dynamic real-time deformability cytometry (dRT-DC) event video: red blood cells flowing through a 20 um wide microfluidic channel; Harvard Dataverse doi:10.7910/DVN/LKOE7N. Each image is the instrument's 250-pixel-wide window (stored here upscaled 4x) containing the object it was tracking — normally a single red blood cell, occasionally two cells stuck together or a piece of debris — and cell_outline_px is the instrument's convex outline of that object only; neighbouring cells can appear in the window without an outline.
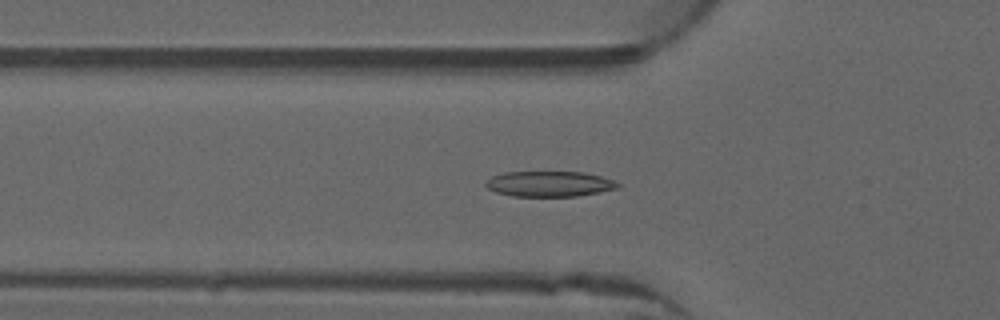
{"species": "common noctule bat (a hibernating species)", "species_latin": "Nyctalus noctula", "temperature_condition": "warm", "stored_images_in_passage": 32, "camera_frame_rate_fps": 3000, "um_per_image_px": 0.085, "animal": {"sex": "male", "forearm_length_mm": 52.5}, "frame": {"image": 1, "passage_image": 3, "time_ms": 0.667, "image_size_px": [1000, 320], "cell_outline_px": [[620, 184], [616, 188], [600, 192], [576, 196], [512, 196], [496, 192], [488, 188], [484, 184], [492, 176], [504, 172], [584, 172], [600, 176], [612, 180]], "centroid_in_image_um": [46.67, 15.63], "position_along_channel_um": 79.1, "area_um2": 19.42}}
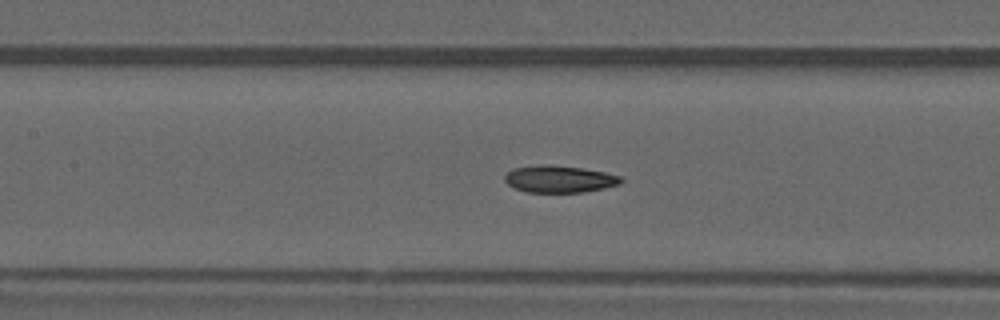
{"frame": {"image": 2, "passage_image": 9, "time_ms": 2.667, "image_size_px": [1000, 320], "cell_outline_px": [[624, 180], [620, 184], [604, 188], [584, 192], [524, 192], [508, 184], [504, 180], [504, 176], [512, 168], [540, 164], [548, 164], [584, 168], [604, 172], [620, 176]], "centroid_in_image_um": [47.54, 15.21], "position_along_channel_um": 159.9, "area_um2": 18.44}}
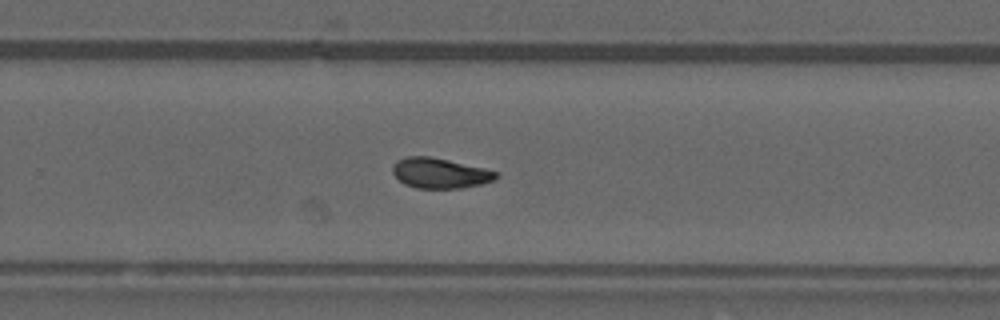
{"frame": {"image": 3, "passage_image": 19, "time_ms": 6.0, "image_size_px": [1000, 320], "cell_outline_px": [[500, 176], [496, 180], [480, 184], [460, 188], [416, 188], [404, 184], [392, 172], [392, 164], [396, 160], [408, 156], [428, 156], [448, 160], [484, 168], [500, 172]], "centroid_in_image_um": [37.41, 14.71], "position_along_channel_um": 292.4, "area_um2": 18.32}}